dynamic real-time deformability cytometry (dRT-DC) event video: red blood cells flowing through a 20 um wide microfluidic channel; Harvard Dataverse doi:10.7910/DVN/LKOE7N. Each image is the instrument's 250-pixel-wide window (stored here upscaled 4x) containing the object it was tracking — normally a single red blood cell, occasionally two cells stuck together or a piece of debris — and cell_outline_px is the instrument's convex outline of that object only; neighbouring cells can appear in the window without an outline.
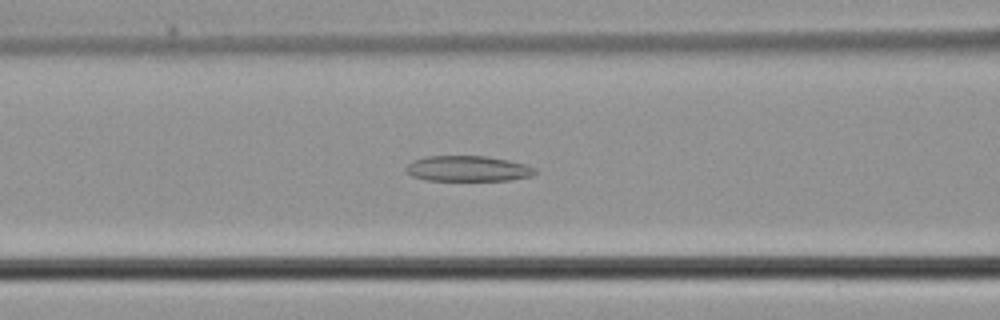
{"species": "common noctule bat (a hibernating species)", "species_latin": "Nyctalus noctula", "temperature_condition": "cold", "stored_images_in_passage": 41, "camera_frame_rate_fps": 3000, "um_per_image_px": 0.085, "animal": {"sex": "male", "body_mass_g": 21.5, "forearm_length_mm": 52.0}, "frame": {"image": 1, "passage_image": 12, "time_ms": 3.667, "image_size_px": [1000, 320], "cell_outline_px": [[536, 172], [532, 176], [512, 180], [428, 180], [412, 176], [404, 172], [404, 168], [412, 160], [424, 156], [488, 156], [508, 160], [524, 164], [536, 168]], "centroid_in_image_um": [39.74, 14.33], "position_along_channel_um": 126.9, "area_um2": 19.36}}
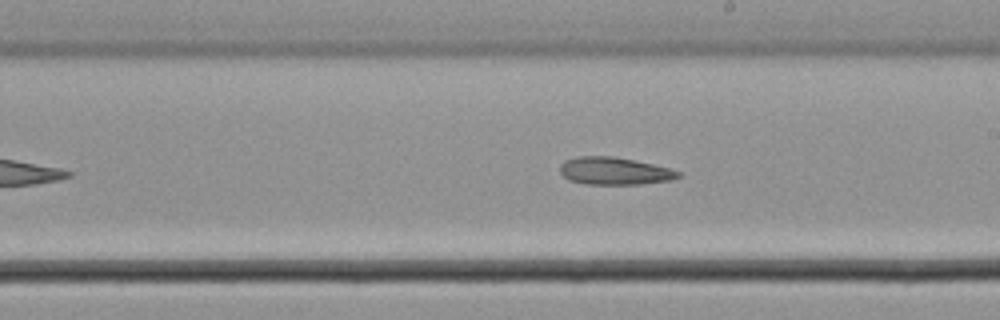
{"frame": {"image": 2, "passage_image": 20, "time_ms": 6.333, "image_size_px": [1000, 320], "cell_outline_px": [[684, 172], [680, 176], [672, 180], [640, 184], [584, 184], [568, 180], [560, 172], [560, 164], [564, 160], [576, 156], [612, 156], [652, 164]], "centroid_in_image_um": [52.21, 14.54], "position_along_channel_um": 236.8, "area_um2": 19.02}}
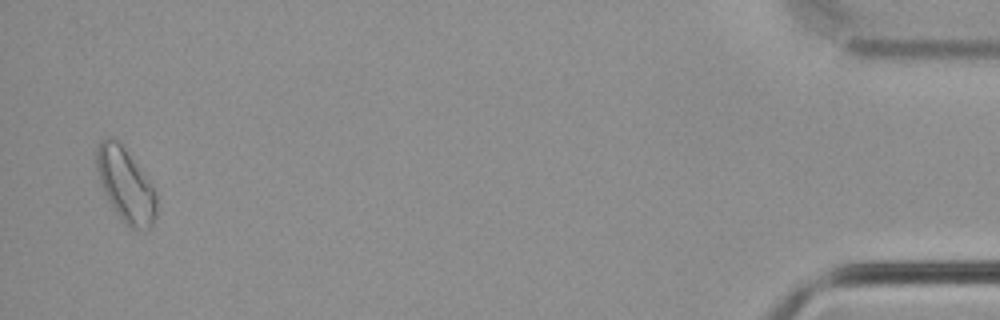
{"frame": {"image": 3, "passage_image": 40, "time_ms": 13.0, "image_size_px": [1000, 320], "cell_outline_px": [[156, 216], [152, 224], [148, 228], [132, 228], [124, 224], [112, 208], [104, 192], [96, 168], [96, 144], [104, 136], [112, 136], [124, 148], [152, 184], [156, 192]], "centroid_in_image_um": [10.65, 15.7], "position_along_channel_um": 424.5, "area_um2": 25.72}}